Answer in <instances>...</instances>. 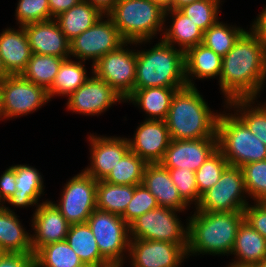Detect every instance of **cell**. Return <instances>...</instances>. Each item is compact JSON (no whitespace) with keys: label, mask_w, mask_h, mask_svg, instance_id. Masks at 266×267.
<instances>
[{"label":"cell","mask_w":266,"mask_h":267,"mask_svg":"<svg viewBox=\"0 0 266 267\" xmlns=\"http://www.w3.org/2000/svg\"><path fill=\"white\" fill-rule=\"evenodd\" d=\"M217 79L224 104L234 99L260 97L266 84V47L250 30L246 29L222 57Z\"/></svg>","instance_id":"obj_1"},{"label":"cell","mask_w":266,"mask_h":267,"mask_svg":"<svg viewBox=\"0 0 266 267\" xmlns=\"http://www.w3.org/2000/svg\"><path fill=\"white\" fill-rule=\"evenodd\" d=\"M244 220L243 211L204 212L195 210L187 218V257L194 255H227L234 247L238 228Z\"/></svg>","instance_id":"obj_2"},{"label":"cell","mask_w":266,"mask_h":267,"mask_svg":"<svg viewBox=\"0 0 266 267\" xmlns=\"http://www.w3.org/2000/svg\"><path fill=\"white\" fill-rule=\"evenodd\" d=\"M220 112H214L196 86L177 89L166 118L173 140H192L217 137Z\"/></svg>","instance_id":"obj_3"},{"label":"cell","mask_w":266,"mask_h":267,"mask_svg":"<svg viewBox=\"0 0 266 267\" xmlns=\"http://www.w3.org/2000/svg\"><path fill=\"white\" fill-rule=\"evenodd\" d=\"M136 53L134 90L149 87L183 88L187 85L183 51L160 38L152 48L136 50Z\"/></svg>","instance_id":"obj_4"},{"label":"cell","mask_w":266,"mask_h":267,"mask_svg":"<svg viewBox=\"0 0 266 267\" xmlns=\"http://www.w3.org/2000/svg\"><path fill=\"white\" fill-rule=\"evenodd\" d=\"M165 9L149 0H117L107 14L126 42L150 43L164 29ZM162 32V33H161ZM147 42V43H146Z\"/></svg>","instance_id":"obj_5"},{"label":"cell","mask_w":266,"mask_h":267,"mask_svg":"<svg viewBox=\"0 0 266 267\" xmlns=\"http://www.w3.org/2000/svg\"><path fill=\"white\" fill-rule=\"evenodd\" d=\"M220 111L217 123L218 149L230 166L266 160V145L231 111Z\"/></svg>","instance_id":"obj_6"},{"label":"cell","mask_w":266,"mask_h":267,"mask_svg":"<svg viewBox=\"0 0 266 267\" xmlns=\"http://www.w3.org/2000/svg\"><path fill=\"white\" fill-rule=\"evenodd\" d=\"M87 223L96 239L101 256L112 267H123L128 255L130 234L129 225L114 213L95 209Z\"/></svg>","instance_id":"obj_7"},{"label":"cell","mask_w":266,"mask_h":267,"mask_svg":"<svg viewBox=\"0 0 266 267\" xmlns=\"http://www.w3.org/2000/svg\"><path fill=\"white\" fill-rule=\"evenodd\" d=\"M182 211L157 207L137 217L129 224L130 239L156 240L179 245H188L186 226L178 214Z\"/></svg>","instance_id":"obj_8"},{"label":"cell","mask_w":266,"mask_h":267,"mask_svg":"<svg viewBox=\"0 0 266 267\" xmlns=\"http://www.w3.org/2000/svg\"><path fill=\"white\" fill-rule=\"evenodd\" d=\"M241 167L228 166L219 181L200 197L195 210L204 212L244 211L249 201Z\"/></svg>","instance_id":"obj_9"},{"label":"cell","mask_w":266,"mask_h":267,"mask_svg":"<svg viewBox=\"0 0 266 267\" xmlns=\"http://www.w3.org/2000/svg\"><path fill=\"white\" fill-rule=\"evenodd\" d=\"M128 45L134 46L135 42H125L116 50L105 54L92 65L91 72L108 83L124 99L134 91L137 62L136 49H130Z\"/></svg>","instance_id":"obj_10"},{"label":"cell","mask_w":266,"mask_h":267,"mask_svg":"<svg viewBox=\"0 0 266 267\" xmlns=\"http://www.w3.org/2000/svg\"><path fill=\"white\" fill-rule=\"evenodd\" d=\"M125 42L113 20L104 15L70 42V58L84 62L91 59L92 67L101 57L116 50Z\"/></svg>","instance_id":"obj_11"},{"label":"cell","mask_w":266,"mask_h":267,"mask_svg":"<svg viewBox=\"0 0 266 267\" xmlns=\"http://www.w3.org/2000/svg\"><path fill=\"white\" fill-rule=\"evenodd\" d=\"M97 182L82 170L63 186L58 203L52 201L70 225L86 223L97 208Z\"/></svg>","instance_id":"obj_12"},{"label":"cell","mask_w":266,"mask_h":267,"mask_svg":"<svg viewBox=\"0 0 266 267\" xmlns=\"http://www.w3.org/2000/svg\"><path fill=\"white\" fill-rule=\"evenodd\" d=\"M2 108L5 119L27 116L50 102L45 88L19 75H9L1 83Z\"/></svg>","instance_id":"obj_13"},{"label":"cell","mask_w":266,"mask_h":267,"mask_svg":"<svg viewBox=\"0 0 266 267\" xmlns=\"http://www.w3.org/2000/svg\"><path fill=\"white\" fill-rule=\"evenodd\" d=\"M66 107L72 113L99 116L109 107L125 99L108 83L93 73L77 90L68 96Z\"/></svg>","instance_id":"obj_14"},{"label":"cell","mask_w":266,"mask_h":267,"mask_svg":"<svg viewBox=\"0 0 266 267\" xmlns=\"http://www.w3.org/2000/svg\"><path fill=\"white\" fill-rule=\"evenodd\" d=\"M127 259L131 267H180L187 257V245L130 239Z\"/></svg>","instance_id":"obj_15"},{"label":"cell","mask_w":266,"mask_h":267,"mask_svg":"<svg viewBox=\"0 0 266 267\" xmlns=\"http://www.w3.org/2000/svg\"><path fill=\"white\" fill-rule=\"evenodd\" d=\"M90 145V165L83 171L96 181L104 180L129 151L130 146L126 137L100 136L91 134L88 137Z\"/></svg>","instance_id":"obj_16"},{"label":"cell","mask_w":266,"mask_h":267,"mask_svg":"<svg viewBox=\"0 0 266 267\" xmlns=\"http://www.w3.org/2000/svg\"><path fill=\"white\" fill-rule=\"evenodd\" d=\"M130 151L146 163H160L171 137L164 120H144L137 126L133 138H127Z\"/></svg>","instance_id":"obj_17"},{"label":"cell","mask_w":266,"mask_h":267,"mask_svg":"<svg viewBox=\"0 0 266 267\" xmlns=\"http://www.w3.org/2000/svg\"><path fill=\"white\" fill-rule=\"evenodd\" d=\"M218 149V137L192 140L171 139L163 160L165 168H187L196 171Z\"/></svg>","instance_id":"obj_18"},{"label":"cell","mask_w":266,"mask_h":267,"mask_svg":"<svg viewBox=\"0 0 266 267\" xmlns=\"http://www.w3.org/2000/svg\"><path fill=\"white\" fill-rule=\"evenodd\" d=\"M32 251L35 254L41 247L66 240L70 224L51 200L40 202L31 219Z\"/></svg>","instance_id":"obj_19"},{"label":"cell","mask_w":266,"mask_h":267,"mask_svg":"<svg viewBox=\"0 0 266 267\" xmlns=\"http://www.w3.org/2000/svg\"><path fill=\"white\" fill-rule=\"evenodd\" d=\"M33 54L70 58V42L54 19L23 26Z\"/></svg>","instance_id":"obj_20"},{"label":"cell","mask_w":266,"mask_h":267,"mask_svg":"<svg viewBox=\"0 0 266 267\" xmlns=\"http://www.w3.org/2000/svg\"><path fill=\"white\" fill-rule=\"evenodd\" d=\"M142 184L151 192L160 207L185 211L188 205L181 199L170 173L161 163H147Z\"/></svg>","instance_id":"obj_21"},{"label":"cell","mask_w":266,"mask_h":267,"mask_svg":"<svg viewBox=\"0 0 266 267\" xmlns=\"http://www.w3.org/2000/svg\"><path fill=\"white\" fill-rule=\"evenodd\" d=\"M18 27H7L0 33V57L10 75L21 74L32 54L24 28Z\"/></svg>","instance_id":"obj_22"},{"label":"cell","mask_w":266,"mask_h":267,"mask_svg":"<svg viewBox=\"0 0 266 267\" xmlns=\"http://www.w3.org/2000/svg\"><path fill=\"white\" fill-rule=\"evenodd\" d=\"M236 256L230 265L254 267L266 260V239L245 219L240 224L231 255Z\"/></svg>","instance_id":"obj_23"},{"label":"cell","mask_w":266,"mask_h":267,"mask_svg":"<svg viewBox=\"0 0 266 267\" xmlns=\"http://www.w3.org/2000/svg\"><path fill=\"white\" fill-rule=\"evenodd\" d=\"M12 167L15 169L16 191L5 203L14 208L37 207L45 190L43 176L39 170L28 164L12 165Z\"/></svg>","instance_id":"obj_24"},{"label":"cell","mask_w":266,"mask_h":267,"mask_svg":"<svg viewBox=\"0 0 266 267\" xmlns=\"http://www.w3.org/2000/svg\"><path fill=\"white\" fill-rule=\"evenodd\" d=\"M168 17H171L170 19L172 20H170L171 24L163 29V41L175 48L178 46L179 50L184 53L188 49L203 42L204 32L180 10H165L164 24H166Z\"/></svg>","instance_id":"obj_25"},{"label":"cell","mask_w":266,"mask_h":267,"mask_svg":"<svg viewBox=\"0 0 266 267\" xmlns=\"http://www.w3.org/2000/svg\"><path fill=\"white\" fill-rule=\"evenodd\" d=\"M184 62L187 86H196V79L220 78L222 57L202 43L184 53Z\"/></svg>","instance_id":"obj_26"},{"label":"cell","mask_w":266,"mask_h":267,"mask_svg":"<svg viewBox=\"0 0 266 267\" xmlns=\"http://www.w3.org/2000/svg\"><path fill=\"white\" fill-rule=\"evenodd\" d=\"M180 88L149 87L134 90L125 103L138 106L147 114L146 120H166L173 95Z\"/></svg>","instance_id":"obj_27"},{"label":"cell","mask_w":266,"mask_h":267,"mask_svg":"<svg viewBox=\"0 0 266 267\" xmlns=\"http://www.w3.org/2000/svg\"><path fill=\"white\" fill-rule=\"evenodd\" d=\"M7 205L0 210V248L4 253H33L31 233Z\"/></svg>","instance_id":"obj_28"},{"label":"cell","mask_w":266,"mask_h":267,"mask_svg":"<svg viewBox=\"0 0 266 267\" xmlns=\"http://www.w3.org/2000/svg\"><path fill=\"white\" fill-rule=\"evenodd\" d=\"M104 14L86 1L57 15L54 20L69 42L93 26Z\"/></svg>","instance_id":"obj_29"},{"label":"cell","mask_w":266,"mask_h":267,"mask_svg":"<svg viewBox=\"0 0 266 267\" xmlns=\"http://www.w3.org/2000/svg\"><path fill=\"white\" fill-rule=\"evenodd\" d=\"M66 241L86 267H112L98 249L88 223L71 224Z\"/></svg>","instance_id":"obj_30"},{"label":"cell","mask_w":266,"mask_h":267,"mask_svg":"<svg viewBox=\"0 0 266 267\" xmlns=\"http://www.w3.org/2000/svg\"><path fill=\"white\" fill-rule=\"evenodd\" d=\"M260 103L255 98L234 99L224 107L233 110L248 129L266 145V101Z\"/></svg>","instance_id":"obj_31"},{"label":"cell","mask_w":266,"mask_h":267,"mask_svg":"<svg viewBox=\"0 0 266 267\" xmlns=\"http://www.w3.org/2000/svg\"><path fill=\"white\" fill-rule=\"evenodd\" d=\"M86 62L73 61L71 58L65 59L59 68V71L47 90L50 101L54 96H66L77 90L89 78L86 70Z\"/></svg>","instance_id":"obj_32"},{"label":"cell","mask_w":266,"mask_h":267,"mask_svg":"<svg viewBox=\"0 0 266 267\" xmlns=\"http://www.w3.org/2000/svg\"><path fill=\"white\" fill-rule=\"evenodd\" d=\"M134 195V186L116 185L99 180L96 190L97 209L122 215Z\"/></svg>","instance_id":"obj_33"},{"label":"cell","mask_w":266,"mask_h":267,"mask_svg":"<svg viewBox=\"0 0 266 267\" xmlns=\"http://www.w3.org/2000/svg\"><path fill=\"white\" fill-rule=\"evenodd\" d=\"M64 58L53 55L31 54L25 69L20 74L23 78L46 90L51 86Z\"/></svg>","instance_id":"obj_34"},{"label":"cell","mask_w":266,"mask_h":267,"mask_svg":"<svg viewBox=\"0 0 266 267\" xmlns=\"http://www.w3.org/2000/svg\"><path fill=\"white\" fill-rule=\"evenodd\" d=\"M36 267H86L66 240L50 243L35 253Z\"/></svg>","instance_id":"obj_35"},{"label":"cell","mask_w":266,"mask_h":267,"mask_svg":"<svg viewBox=\"0 0 266 267\" xmlns=\"http://www.w3.org/2000/svg\"><path fill=\"white\" fill-rule=\"evenodd\" d=\"M244 31L245 28L229 25L218 20L204 32L202 44L223 57L233 48Z\"/></svg>","instance_id":"obj_36"},{"label":"cell","mask_w":266,"mask_h":267,"mask_svg":"<svg viewBox=\"0 0 266 267\" xmlns=\"http://www.w3.org/2000/svg\"><path fill=\"white\" fill-rule=\"evenodd\" d=\"M147 163L129 151L118 164L114 166L104 181L116 185L136 186L142 184L143 173Z\"/></svg>","instance_id":"obj_37"},{"label":"cell","mask_w":266,"mask_h":267,"mask_svg":"<svg viewBox=\"0 0 266 267\" xmlns=\"http://www.w3.org/2000/svg\"><path fill=\"white\" fill-rule=\"evenodd\" d=\"M229 163L222 152L217 149L208 159L195 171L196 183L199 196L212 188L220 179L223 171Z\"/></svg>","instance_id":"obj_38"},{"label":"cell","mask_w":266,"mask_h":267,"mask_svg":"<svg viewBox=\"0 0 266 267\" xmlns=\"http://www.w3.org/2000/svg\"><path fill=\"white\" fill-rule=\"evenodd\" d=\"M221 0H197L179 10L193 21L203 32L215 24L220 12Z\"/></svg>","instance_id":"obj_39"},{"label":"cell","mask_w":266,"mask_h":267,"mask_svg":"<svg viewBox=\"0 0 266 267\" xmlns=\"http://www.w3.org/2000/svg\"><path fill=\"white\" fill-rule=\"evenodd\" d=\"M242 172L247 195L254 202L266 200V160L243 165Z\"/></svg>","instance_id":"obj_40"},{"label":"cell","mask_w":266,"mask_h":267,"mask_svg":"<svg viewBox=\"0 0 266 267\" xmlns=\"http://www.w3.org/2000/svg\"><path fill=\"white\" fill-rule=\"evenodd\" d=\"M15 20L19 26L54 19L50 14L48 0H18Z\"/></svg>","instance_id":"obj_41"},{"label":"cell","mask_w":266,"mask_h":267,"mask_svg":"<svg viewBox=\"0 0 266 267\" xmlns=\"http://www.w3.org/2000/svg\"><path fill=\"white\" fill-rule=\"evenodd\" d=\"M172 182L177 187L181 199L191 207L197 206L200 196L197 189L195 172L187 168H167Z\"/></svg>","instance_id":"obj_42"},{"label":"cell","mask_w":266,"mask_h":267,"mask_svg":"<svg viewBox=\"0 0 266 267\" xmlns=\"http://www.w3.org/2000/svg\"><path fill=\"white\" fill-rule=\"evenodd\" d=\"M157 207L159 204L155 196L143 184H139L134 186V195L121 217L129 225L137 217Z\"/></svg>","instance_id":"obj_43"},{"label":"cell","mask_w":266,"mask_h":267,"mask_svg":"<svg viewBox=\"0 0 266 267\" xmlns=\"http://www.w3.org/2000/svg\"><path fill=\"white\" fill-rule=\"evenodd\" d=\"M244 209V219L266 239V204L253 202Z\"/></svg>","instance_id":"obj_44"},{"label":"cell","mask_w":266,"mask_h":267,"mask_svg":"<svg viewBox=\"0 0 266 267\" xmlns=\"http://www.w3.org/2000/svg\"><path fill=\"white\" fill-rule=\"evenodd\" d=\"M0 267H36L33 253H4L0 257Z\"/></svg>","instance_id":"obj_45"},{"label":"cell","mask_w":266,"mask_h":267,"mask_svg":"<svg viewBox=\"0 0 266 267\" xmlns=\"http://www.w3.org/2000/svg\"><path fill=\"white\" fill-rule=\"evenodd\" d=\"M15 169L11 166L0 176V198L5 203L16 191Z\"/></svg>","instance_id":"obj_46"},{"label":"cell","mask_w":266,"mask_h":267,"mask_svg":"<svg viewBox=\"0 0 266 267\" xmlns=\"http://www.w3.org/2000/svg\"><path fill=\"white\" fill-rule=\"evenodd\" d=\"M249 30L264 44L266 47V5L260 14L255 18Z\"/></svg>","instance_id":"obj_47"},{"label":"cell","mask_w":266,"mask_h":267,"mask_svg":"<svg viewBox=\"0 0 266 267\" xmlns=\"http://www.w3.org/2000/svg\"><path fill=\"white\" fill-rule=\"evenodd\" d=\"M82 0H48L50 14L55 18L60 13L69 10L71 7L79 4Z\"/></svg>","instance_id":"obj_48"},{"label":"cell","mask_w":266,"mask_h":267,"mask_svg":"<svg viewBox=\"0 0 266 267\" xmlns=\"http://www.w3.org/2000/svg\"><path fill=\"white\" fill-rule=\"evenodd\" d=\"M98 8L104 15H107L114 7L117 0H83Z\"/></svg>","instance_id":"obj_49"},{"label":"cell","mask_w":266,"mask_h":267,"mask_svg":"<svg viewBox=\"0 0 266 267\" xmlns=\"http://www.w3.org/2000/svg\"><path fill=\"white\" fill-rule=\"evenodd\" d=\"M197 0H170L169 9L179 10L181 7Z\"/></svg>","instance_id":"obj_50"},{"label":"cell","mask_w":266,"mask_h":267,"mask_svg":"<svg viewBox=\"0 0 266 267\" xmlns=\"http://www.w3.org/2000/svg\"><path fill=\"white\" fill-rule=\"evenodd\" d=\"M10 74L6 71L2 59L0 57V83L5 80Z\"/></svg>","instance_id":"obj_51"},{"label":"cell","mask_w":266,"mask_h":267,"mask_svg":"<svg viewBox=\"0 0 266 267\" xmlns=\"http://www.w3.org/2000/svg\"><path fill=\"white\" fill-rule=\"evenodd\" d=\"M149 1H152V2L159 4L165 10L169 9L170 0H149Z\"/></svg>","instance_id":"obj_52"},{"label":"cell","mask_w":266,"mask_h":267,"mask_svg":"<svg viewBox=\"0 0 266 267\" xmlns=\"http://www.w3.org/2000/svg\"><path fill=\"white\" fill-rule=\"evenodd\" d=\"M3 120V108H2V91H1V84H0V120Z\"/></svg>","instance_id":"obj_53"},{"label":"cell","mask_w":266,"mask_h":267,"mask_svg":"<svg viewBox=\"0 0 266 267\" xmlns=\"http://www.w3.org/2000/svg\"><path fill=\"white\" fill-rule=\"evenodd\" d=\"M254 267H266V260H263L261 263H259L258 265Z\"/></svg>","instance_id":"obj_54"},{"label":"cell","mask_w":266,"mask_h":267,"mask_svg":"<svg viewBox=\"0 0 266 267\" xmlns=\"http://www.w3.org/2000/svg\"><path fill=\"white\" fill-rule=\"evenodd\" d=\"M5 207L4 202L2 201V199L0 198V210L3 209Z\"/></svg>","instance_id":"obj_55"},{"label":"cell","mask_w":266,"mask_h":267,"mask_svg":"<svg viewBox=\"0 0 266 267\" xmlns=\"http://www.w3.org/2000/svg\"><path fill=\"white\" fill-rule=\"evenodd\" d=\"M4 254V252L0 248V257Z\"/></svg>","instance_id":"obj_56"},{"label":"cell","mask_w":266,"mask_h":267,"mask_svg":"<svg viewBox=\"0 0 266 267\" xmlns=\"http://www.w3.org/2000/svg\"><path fill=\"white\" fill-rule=\"evenodd\" d=\"M226 267H237V266H233V265H227Z\"/></svg>","instance_id":"obj_57"}]
</instances>
